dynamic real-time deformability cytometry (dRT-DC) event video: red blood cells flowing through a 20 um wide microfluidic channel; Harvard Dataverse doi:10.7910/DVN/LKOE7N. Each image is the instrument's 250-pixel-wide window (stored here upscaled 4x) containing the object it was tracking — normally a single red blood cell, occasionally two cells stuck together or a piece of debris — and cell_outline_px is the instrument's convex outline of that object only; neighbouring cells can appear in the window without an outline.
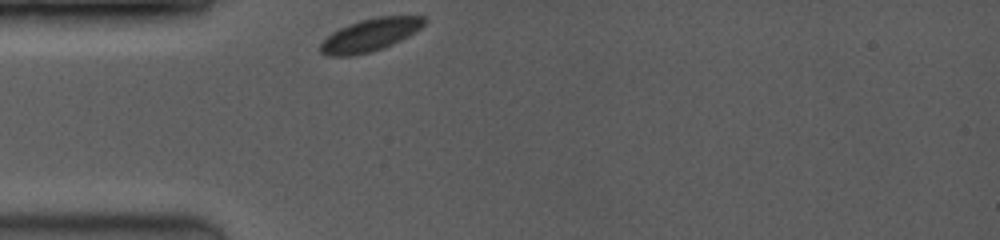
{"species": "common noctule bat (a hibernating species)", "species_latin": "Nyctalus noctula", "temperature_condition": "room temperature", "stored_images_in_passage": 15, "camera_frame_rate_fps": 3500, "um_per_image_px": 0.085, "animal": {"sex": "female", "body_mass_g": 19.0, "forearm_length_mm": 53.3}, "frame": {"image": 1, "passage_image": 1, "time_ms": 0.0, "image_size_px": [1000, 240], "cell_outline_px": [[428, 20], [420, 28], [400, 40], [384, 48], [352, 56], [328, 56], [320, 52], [320, 44], [332, 32], [348, 24], [360, 20], [380, 16], [424, 16]], "centroid_in_image_um": [31.45, 2.97], "position_along_channel_um": 53.6, "area_um2": 19.59}}
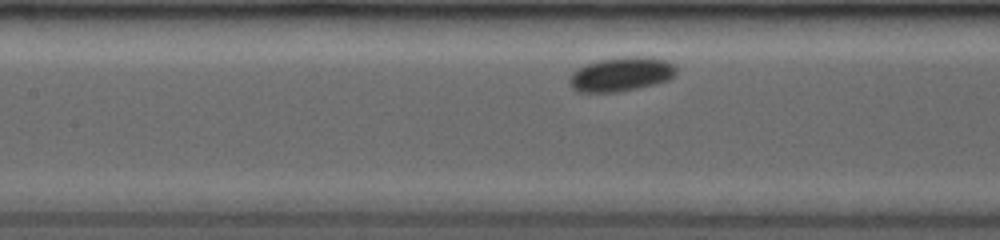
{"frame": {"image": 2, "passage_image": 9, "time_ms": 2.857, "image_size_px": [1000, 240], "cell_outline_px": [[676, 72], [668, 80], [656, 84], [616, 92], [580, 92], [572, 88], [568, 80], [572, 72], [584, 64], [600, 60], [620, 56], [652, 56], [676, 64]], "centroid_in_image_um": [52.8, 6.29], "position_along_channel_um": 154.6, "area_um2": 21.5}}
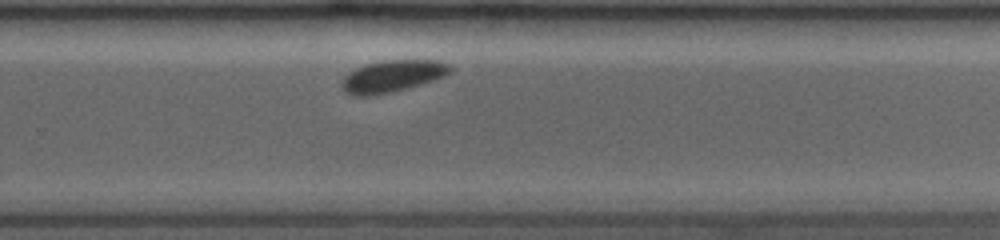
{"frame": {"image": 3, "passage_image": 15, "time_ms": 6.571, "image_size_px": [1000, 240], "cell_outline_px": [[452, 68], [444, 76], [436, 80], [408, 88], [376, 96], [352, 96], [344, 92], [340, 88], [340, 84], [344, 76], [356, 68], [368, 64], [384, 60], [440, 60], [452, 64]], "centroid_in_image_um": [33.34, 6.49], "position_along_channel_um": 296.5, "area_um2": 20.52}}